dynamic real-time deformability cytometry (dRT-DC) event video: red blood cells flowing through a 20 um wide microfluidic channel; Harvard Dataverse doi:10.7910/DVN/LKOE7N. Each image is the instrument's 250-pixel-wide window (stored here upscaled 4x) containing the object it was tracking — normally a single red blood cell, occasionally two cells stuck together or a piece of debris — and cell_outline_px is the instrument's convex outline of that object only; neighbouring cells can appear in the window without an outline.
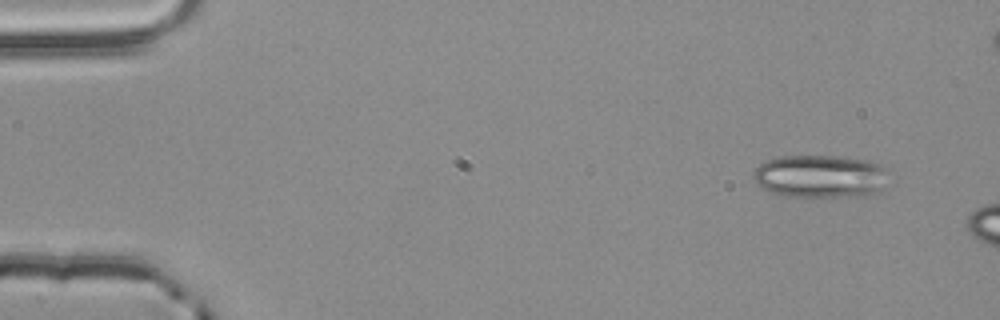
{"species": "common noctule bat (a hibernating species)", "species_latin": "Nyctalus noctula", "temperature_condition": "room temperature", "stored_images_in_passage": 3, "camera_frame_rate_fps": 3000, "um_per_image_px": 0.085, "animal": {"sex": "male", "body_mass_g": 20.4}, "frame": {"image": 1, "passage_image": 1, "time_ms": 0.0, "image_size_px": [1000, 320], "cell_outline_px": [[888, 184], [876, 196], [784, 196], [772, 192], [756, 184], [752, 176], [752, 172], [764, 160], [780, 156], [836, 156], [868, 160], [884, 164]], "centroid_in_image_um": [69.78, 14.99], "position_along_channel_um": 15.2, "area_um2": 34.45}}